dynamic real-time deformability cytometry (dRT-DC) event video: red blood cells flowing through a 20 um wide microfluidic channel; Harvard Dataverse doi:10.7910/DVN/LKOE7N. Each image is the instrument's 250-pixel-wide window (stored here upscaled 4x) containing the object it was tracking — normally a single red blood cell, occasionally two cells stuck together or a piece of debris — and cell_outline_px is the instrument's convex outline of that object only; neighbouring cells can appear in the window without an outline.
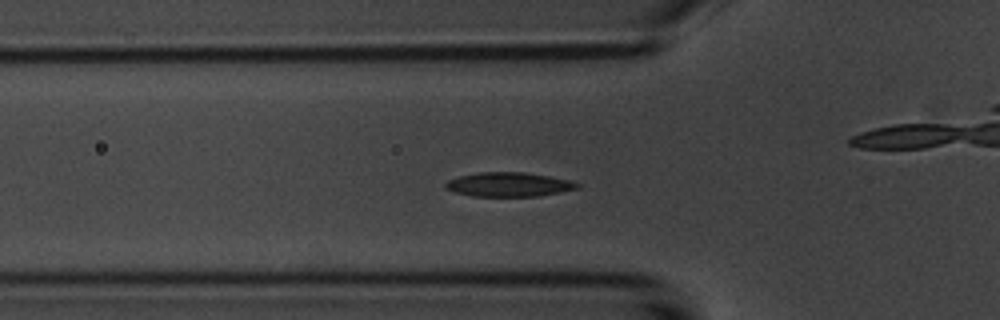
{"species": "common noctule bat (a hibernating species)", "species_latin": "Nyctalus noctula", "temperature_condition": "room temperature", "stored_images_in_passage": 32, "camera_frame_rate_fps": 3000, "um_per_image_px": 0.085, "animal": {"sex": "male", "body_mass_g": 20.1, "forearm_length_mm": 53.5}, "frame": {"image": 1, "passage_image": 5, "time_ms": 1.333, "image_size_px": [1000, 320], "cell_outline_px": [[580, 188], [560, 192], [536, 196], [472, 196], [456, 192], [444, 188], [444, 184], [448, 180], [460, 176], [480, 172], [524, 172], [572, 180], [580, 184]], "centroid_in_image_um": [43.26, 15.68], "position_along_channel_um": 82.5, "area_um2": 18.55}, "authors_computed_cell_mechanics": {"area_um2": 19.074, "velocity_mm_per_s": 3.6711, "shape_relaxation_time_tau1_ms": 1.6114, "shape_relaxation_time_tau2_ms": 3.0773, "deformation_change_tau1": 0.082, "deformation_change_tau2": 0.062}}